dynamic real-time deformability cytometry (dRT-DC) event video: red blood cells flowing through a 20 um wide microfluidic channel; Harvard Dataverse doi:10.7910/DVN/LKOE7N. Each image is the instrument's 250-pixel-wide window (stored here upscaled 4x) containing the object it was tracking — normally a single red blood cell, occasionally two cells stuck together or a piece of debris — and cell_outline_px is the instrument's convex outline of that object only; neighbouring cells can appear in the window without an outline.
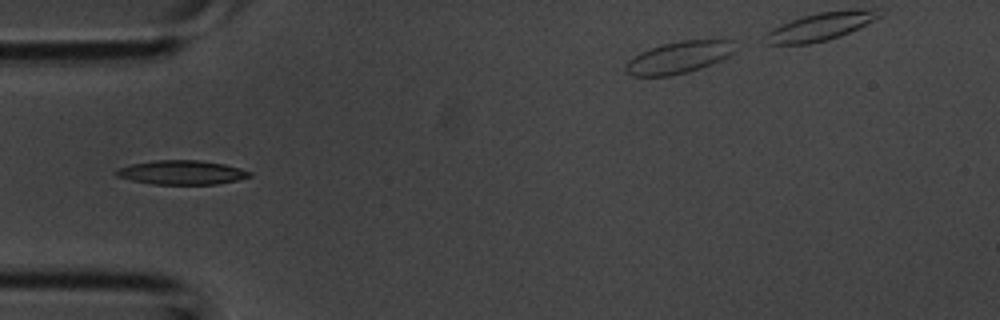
{"species": "common noctule bat (a hibernating species)", "species_latin": "Nyctalus noctula", "temperature_condition": "room temperature", "stored_images_in_passage": 5, "camera_frame_rate_fps": 3000, "um_per_image_px": 0.085, "animal": {"sex": "male", "body_mass_g": 20.1, "forearm_length_mm": 53.5}, "frame": {"image": 1, "passage_image": 4, "time_ms": 1.0, "image_size_px": [1000, 320], "cell_outline_px": [[252, 176], [236, 180], [216, 184], [152, 184], [132, 180], [116, 176], [112, 172], [116, 168], [132, 164], [152, 160], [200, 160], [224, 164], [240, 168], [252, 172]], "centroid_in_image_um": [15.41, 14.65], "position_along_channel_um": 69.6, "area_um2": 18.84}}